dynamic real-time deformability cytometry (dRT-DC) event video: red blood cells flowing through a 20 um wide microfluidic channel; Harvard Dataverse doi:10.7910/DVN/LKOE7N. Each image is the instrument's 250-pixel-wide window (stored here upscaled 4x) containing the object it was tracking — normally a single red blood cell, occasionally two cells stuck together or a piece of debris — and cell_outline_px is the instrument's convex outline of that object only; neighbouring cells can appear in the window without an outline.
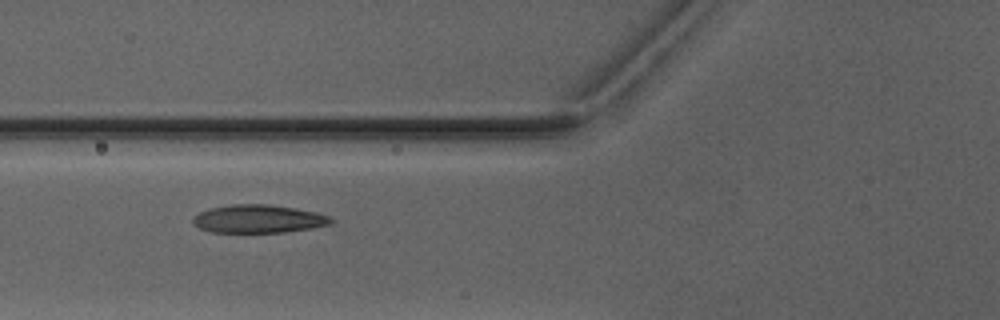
{"species": "Egyptian fruit bat (a non-hibernating species)", "species_latin": "Rousettus aegyptiacus", "temperature_condition": "warm", "stored_images_in_passage": 4, "camera_frame_rate_fps": 3000, "um_per_image_px": 0.085, "animal": {"sex": "male"}, "frame": {"image": 1, "passage_image": 2, "time_ms": 1.0, "image_size_px": [1000, 320], "cell_outline_px": [[332, 224], [312, 228], [284, 232], [212, 232], [200, 228], [192, 224], [192, 216], [200, 212], [212, 208], [232, 204], [268, 204], [296, 208], [316, 212], [328, 216], [332, 220]], "centroid_in_image_um": [21.95, 18.6], "position_along_channel_um": 103.8, "area_um2": 22.6}}
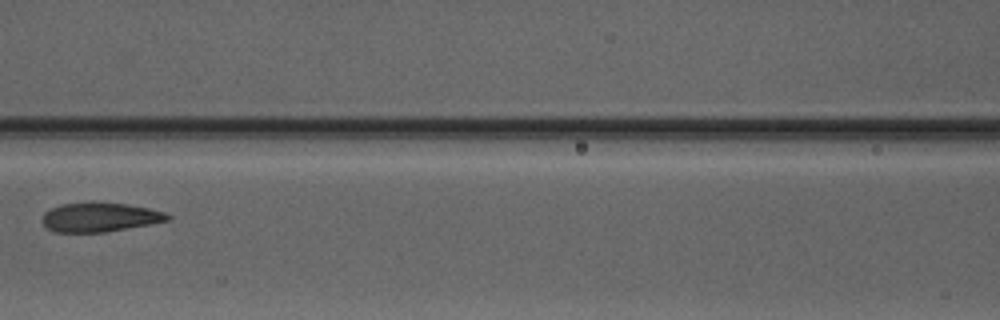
{"frame": {"image": 2, "passage_image": 3, "time_ms": 2.333, "image_size_px": [1000, 320], "cell_outline_px": [[172, 220], [104, 232], [56, 232], [48, 228], [44, 224], [44, 212], [60, 204], [92, 200], [128, 204], [148, 208], [164, 212], [172, 216]], "centroid_in_image_um": [8.51, 18.43], "position_along_channel_um": 158.1, "area_um2": 21.62}}
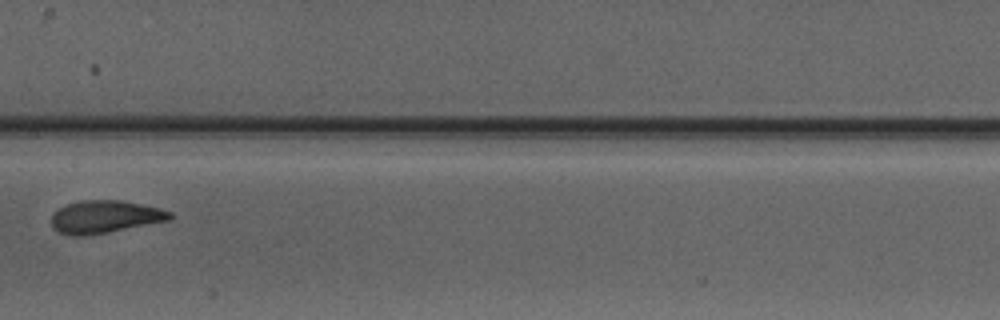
{"frame": {"image": 3, "passage_image": 4, "time_ms": 3.333, "image_size_px": [1000, 320], "cell_outline_px": [[172, 220], [88, 236], [72, 236], [60, 232], [52, 228], [52, 212], [68, 204], [80, 200], [120, 200], [160, 208], [172, 212]], "centroid_in_image_um": [8.93, 18.44], "position_along_channel_um": 198.5, "area_um2": 22.72}}